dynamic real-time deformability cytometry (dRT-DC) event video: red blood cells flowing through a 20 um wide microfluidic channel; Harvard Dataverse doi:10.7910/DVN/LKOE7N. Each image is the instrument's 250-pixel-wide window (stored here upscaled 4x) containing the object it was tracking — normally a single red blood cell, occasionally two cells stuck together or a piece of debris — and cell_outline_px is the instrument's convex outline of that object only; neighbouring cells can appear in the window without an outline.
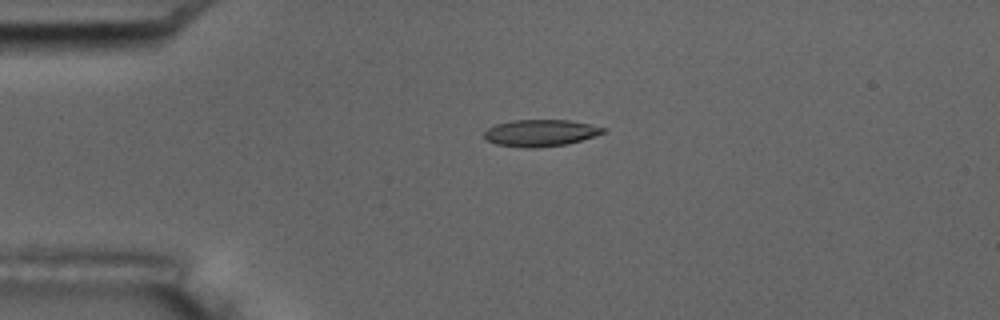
{"species": "common noctule bat (a hibernating species)", "species_latin": "Nyctalus noctula", "temperature_condition": "room temperature", "stored_images_in_passage": 5, "camera_frame_rate_fps": 3000, "um_per_image_px": 0.085, "animal": {"sex": "male", "body_mass_g": 17.5, "forearm_length_mm": 52.3}, "frame": {"image": 1, "passage_image": 4, "time_ms": 4.333, "image_size_px": [1000, 320], "cell_outline_px": [[608, 132], [568, 144], [532, 148], [528, 148], [496, 144], [488, 140], [484, 136], [484, 132], [488, 128], [496, 124], [512, 120], [568, 120], [608, 128]], "centroid_in_image_um": [45.98, 11.3], "position_along_channel_um": 39.0, "area_um2": 18.55}}